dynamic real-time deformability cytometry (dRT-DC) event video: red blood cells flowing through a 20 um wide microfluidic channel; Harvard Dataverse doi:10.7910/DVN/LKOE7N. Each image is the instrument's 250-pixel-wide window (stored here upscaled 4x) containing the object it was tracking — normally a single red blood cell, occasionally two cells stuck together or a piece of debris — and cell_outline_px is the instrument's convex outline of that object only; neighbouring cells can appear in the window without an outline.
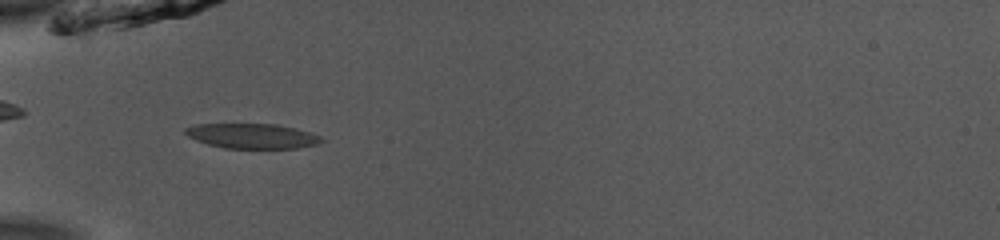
{"species": "common noctule bat (a hibernating species)", "species_latin": "Nyctalus noctula", "temperature_condition": "room temperature", "stored_images_in_passage": 36, "camera_frame_rate_fps": 3000, "um_per_image_px": 0.085, "animal": {"sex": "male", "body_mass_g": 13.0, "forearm_length_mm": 53.1}, "frame": {"image": 1, "passage_image": 2, "time_ms": 0.333, "image_size_px": [1000, 240], "cell_outline_px": [[324, 140], [316, 144], [296, 148], [224, 148], [208, 144], [196, 140], [188, 136], [184, 132], [184, 128], [196, 124], [276, 124], [308, 132], [320, 136]], "centroid_in_image_um": [21.38, 11.56], "position_along_channel_um": 63.6, "area_um2": 19.54}}
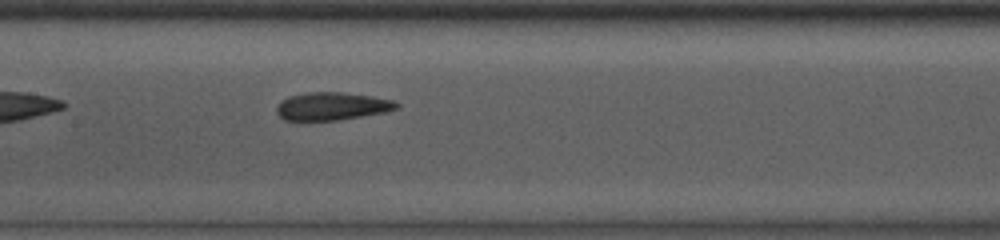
{"frame": {"image": 2, "passage_image": 11, "time_ms": 3.333, "image_size_px": [1000, 240], "cell_outline_px": [[400, 108], [384, 112], [336, 120], [284, 120], [276, 112], [276, 108], [288, 96], [308, 92], [340, 92], [372, 96], [392, 100], [400, 104]], "centroid_in_image_um": [28.23, 9.02], "position_along_channel_um": 179.2, "area_um2": 19.25}}
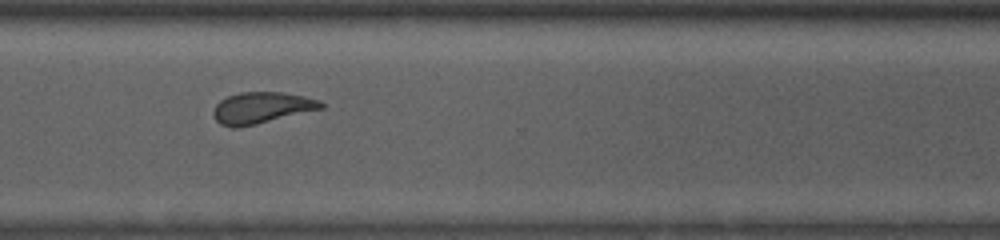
{"frame": {"image": 3, "passage_image": 24, "time_ms": 7.667, "image_size_px": [1000, 240], "cell_outline_px": [[324, 108], [256, 124], [236, 128], [232, 128], [220, 124], [216, 120], [212, 112], [216, 104], [220, 100], [228, 96], [240, 92], [280, 92], [304, 96], [320, 100], [324, 104]], "centroid_in_image_um": [22.22, 9.16], "position_along_channel_um": 348.4, "area_um2": 19.65}, "authors_computed_cell_mechanics": {"area_um2": 19.7387, "velocity_mm_per_s": 3.9111, "shape_relaxation_time_tau1_ms": null, "shape_relaxation_time_tau2_ms": 1.4492, "deformation_change_tau1": null, "deformation_change_tau2": 0.0837}}